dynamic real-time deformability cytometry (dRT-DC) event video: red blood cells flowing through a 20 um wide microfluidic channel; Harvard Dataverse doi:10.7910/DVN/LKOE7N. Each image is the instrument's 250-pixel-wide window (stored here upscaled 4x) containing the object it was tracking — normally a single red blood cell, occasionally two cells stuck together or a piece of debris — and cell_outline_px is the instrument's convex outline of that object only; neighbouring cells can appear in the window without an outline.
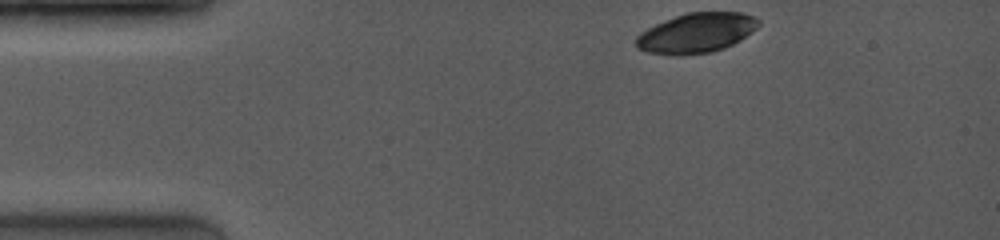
{"species": "common noctule bat (a hibernating species)", "species_latin": "Nyctalus noctula", "temperature_condition": "room temperature", "stored_images_in_passage": 7, "camera_frame_rate_fps": 4000, "um_per_image_px": 0.085, "animal": {"sex": "female", "body_mass_g": 19.0, "forearm_length_mm": 53.3}, "frame": {"image": 1, "passage_image": 1, "time_ms": 0.0, "image_size_px": [1000, 240], "cell_outline_px": [[760, 24], [752, 32], [740, 40], [724, 48], [712, 52], [680, 56], [672, 56], [648, 52], [636, 48], [636, 36], [640, 32], [664, 20], [688, 12], [744, 12], [760, 20]], "centroid_in_image_um": [59.18, 2.81], "position_along_channel_um": 25.8, "area_um2": 28.61}}